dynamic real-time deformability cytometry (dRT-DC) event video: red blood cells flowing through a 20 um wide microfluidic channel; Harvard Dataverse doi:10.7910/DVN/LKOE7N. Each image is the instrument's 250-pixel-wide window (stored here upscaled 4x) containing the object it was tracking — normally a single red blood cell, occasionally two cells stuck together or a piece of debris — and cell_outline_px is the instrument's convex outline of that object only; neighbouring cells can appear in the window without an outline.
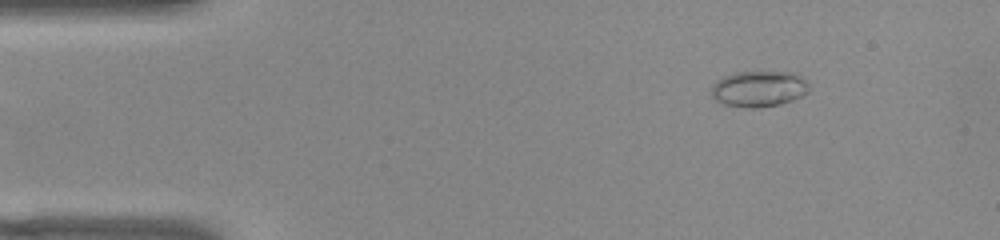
{"species": "common noctule bat (a hibernating species)", "species_latin": "Nyctalus noctula", "temperature_condition": "warm", "stored_images_in_passage": 49, "camera_frame_rate_fps": 3000, "um_per_image_px": 0.085, "animal": {"sex": "female", "body_mass_g": 22.0, "forearm_length_mm": 56.7}, "frame": {"image": 1, "passage_image": 3, "time_ms": 0.667, "image_size_px": [1000, 240], "cell_outline_px": [[808, 92], [792, 100], [780, 104], [760, 108], [748, 108], [724, 104], [716, 100], [712, 96], [712, 84], [716, 80], [724, 76], [736, 72], [796, 72], [808, 80]], "centroid_in_image_um": [64.52, 7.54], "position_along_channel_um": 20.5, "area_um2": 20.63}}
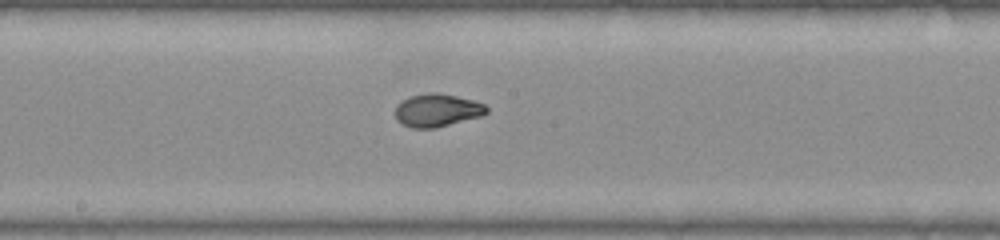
{"frame": {"image": 2, "passage_image": 24, "time_ms": 7.667, "image_size_px": [1000, 240], "cell_outline_px": [[488, 112], [484, 116], [436, 128], [412, 128], [396, 120], [396, 104], [400, 100], [412, 96], [428, 92], [436, 92], [456, 96], [472, 100], [484, 104], [488, 108]], "centroid_in_image_um": [37.17, 9.38], "position_along_channel_um": 211.0, "area_um2": 17.69}}
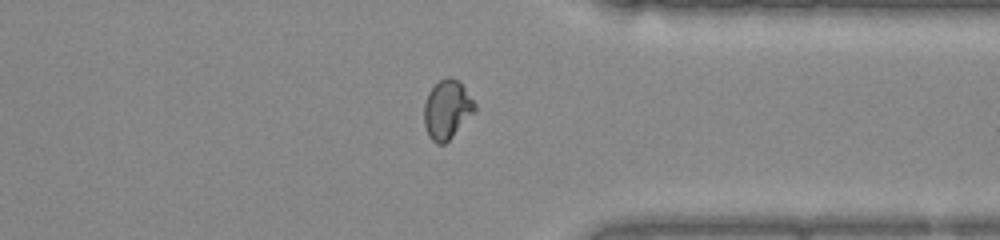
{"frame": {"image": 3, "passage_image": 37, "time_ms": 12.0, "image_size_px": [1000, 240], "cell_outline_px": [[476, 112], [444, 144], [436, 144], [428, 136], [424, 124], [424, 104], [428, 92], [440, 80], [448, 76], [460, 80], [476, 104]], "centroid_in_image_um": [38.01, 9.3], "position_along_channel_um": 373.4, "area_um2": 17.57}, "authors_computed_cell_mechanics": {"area_um2": 17.8602, "velocity_mm_per_s": 3.8583, "shape_relaxation_time_tau1_ms": null, "shape_relaxation_time_tau2_ms": 0.6975, "deformation_change_tau1": null, "deformation_change_tau2": 0.0421}}